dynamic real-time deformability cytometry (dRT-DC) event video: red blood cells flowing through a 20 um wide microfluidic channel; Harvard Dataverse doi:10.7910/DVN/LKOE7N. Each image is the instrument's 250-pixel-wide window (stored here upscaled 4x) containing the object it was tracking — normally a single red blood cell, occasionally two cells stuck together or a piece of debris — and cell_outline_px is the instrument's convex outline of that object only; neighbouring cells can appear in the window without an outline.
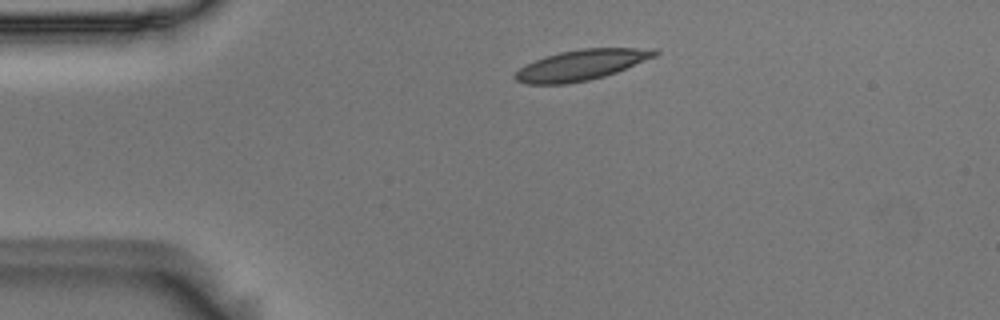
{"species": "Egyptian fruit bat (a non-hibernating species)", "species_latin": "Rousettus aegyptiacus", "temperature_condition": "room temperature", "stored_images_in_passage": 3, "camera_frame_rate_fps": 3000, "um_per_image_px": 0.085, "animal": {"sex": "male"}, "frame": {"image": 1, "passage_image": 2, "time_ms": 0.333, "image_size_px": [1000, 320], "cell_outline_px": [[660, 52], [656, 56], [616, 72], [604, 76], [588, 80], [568, 84], [528, 84], [516, 80], [512, 76], [524, 64], [544, 56], [560, 52], [580, 48], [656, 48]], "centroid_in_image_um": [49.4, 5.51], "position_along_channel_um": 35.6, "area_um2": 24.97}}